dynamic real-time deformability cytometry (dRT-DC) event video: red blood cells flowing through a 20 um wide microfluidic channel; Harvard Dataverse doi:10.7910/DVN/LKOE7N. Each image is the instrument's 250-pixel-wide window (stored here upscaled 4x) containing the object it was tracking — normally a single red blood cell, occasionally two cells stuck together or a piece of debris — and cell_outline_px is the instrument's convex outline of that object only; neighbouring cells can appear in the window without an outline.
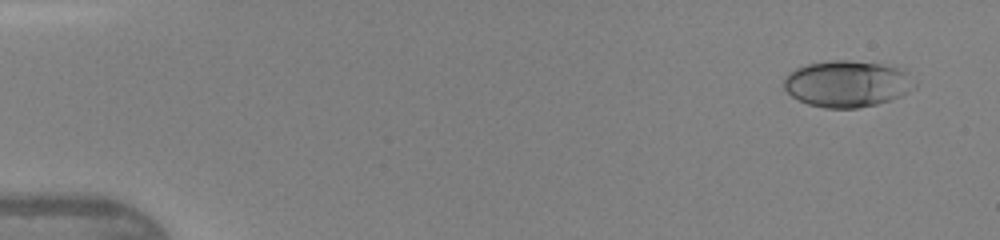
{"species": "human", "species_latin": "Homo sapiens", "temperature_condition": "warm", "stored_images_in_passage": 47, "camera_frame_rate_fps": 3000, "um_per_image_px": 0.085, "donor": {"sex": "female"}, "frame": {"image": 1, "passage_image": 3, "time_ms": 0.667, "image_size_px": [1000, 240], "cell_outline_px": [[916, 88], [900, 96], [876, 104], [856, 108], [824, 108], [808, 104], [792, 96], [784, 88], [784, 76], [788, 72], [796, 68], [808, 64], [832, 60], [848, 60], [880, 64], [900, 68], [908, 72], [916, 84]], "centroid_in_image_um": [72.01, 7.12], "position_along_channel_um": 13.0, "area_um2": 35.37}}
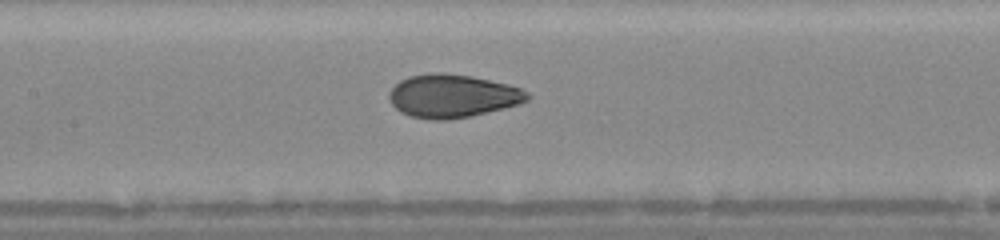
{"frame": {"image": 2, "passage_image": 23, "time_ms": 7.333, "image_size_px": [1000, 240], "cell_outline_px": [[532, 96], [528, 100], [520, 104], [504, 108], [468, 116], [448, 120], [432, 120], [412, 116], [400, 112], [392, 104], [388, 96], [388, 92], [400, 80], [408, 76], [432, 72], [444, 72], [472, 76], [520, 88], [528, 92]], "centroid_in_image_um": [38.44, 8.15], "position_along_channel_um": 169.0, "area_um2": 34.74}}
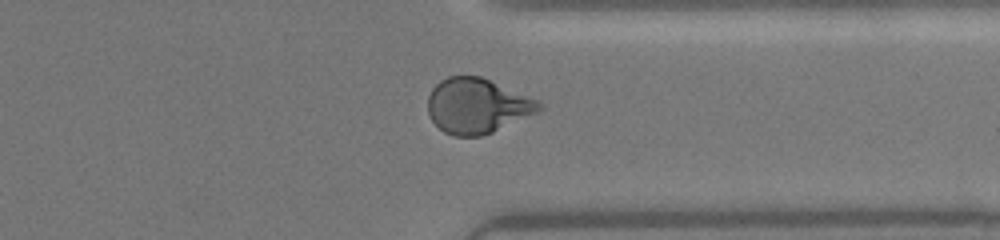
{"frame": {"image": 3, "passage_image": 37, "time_ms": 12.0, "image_size_px": [1000, 240], "cell_outline_px": [[544, 108], [540, 112], [492, 132], [480, 136], [452, 136], [444, 132], [432, 120], [428, 112], [428, 96], [432, 88], [440, 80], [448, 76], [480, 76], [540, 100], [544, 104]], "centroid_in_image_um": [40.6, 8.99], "position_along_channel_um": 370.8, "area_um2": 35.95}, "authors_computed_cell_mechanics": {"area_um2": 34.6222, "velocity_mm_per_s": 4.3365, "shape_relaxation_time_tau1_ms": 3.7474, "shape_relaxation_time_tau2_ms": 0.8584, "deformation_change_tau1": 0.1824, "deformation_change_tau2": 0.061}}